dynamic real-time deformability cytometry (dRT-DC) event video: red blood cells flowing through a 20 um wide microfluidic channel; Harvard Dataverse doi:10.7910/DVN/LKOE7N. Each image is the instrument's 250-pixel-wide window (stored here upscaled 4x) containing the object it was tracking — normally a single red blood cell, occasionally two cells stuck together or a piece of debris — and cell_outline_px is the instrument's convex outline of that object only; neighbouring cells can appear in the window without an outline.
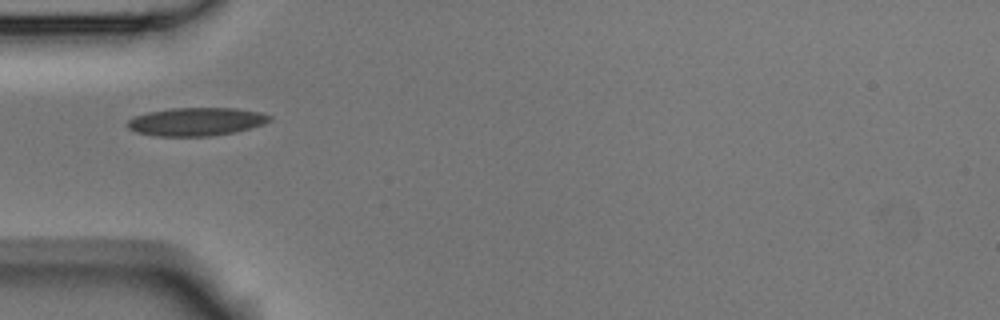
{"species": "Egyptian fruit bat (a non-hibernating species)", "species_latin": "Rousettus aegyptiacus", "temperature_condition": "room temperature", "stored_images_in_passage": 3, "camera_frame_rate_fps": 3000, "um_per_image_px": 0.085, "animal": {"sex": "male"}, "frame": {"image": 1, "passage_image": 1, "time_ms": 0.0, "image_size_px": [1000, 320], "cell_outline_px": [[272, 120], [264, 124], [236, 132], [212, 136], [156, 136], [136, 132], [128, 128], [128, 120], [136, 116], [148, 112], [172, 108], [236, 108], [260, 112], [272, 116]], "centroid_in_image_um": [16.72, 10.34], "position_along_channel_um": 68.3, "area_um2": 23.41}}
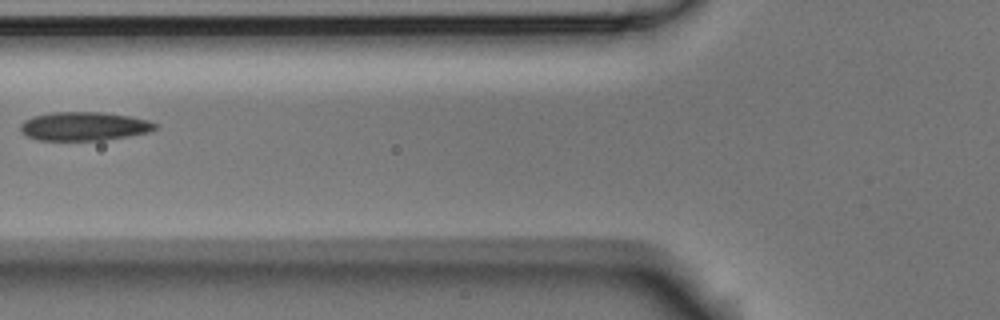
{"frame": {"image": 2, "passage_image": 2, "time_ms": 0.333, "image_size_px": [1000, 320], "cell_outline_px": [[160, 124], [156, 128], [148, 132], [128, 136], [104, 140], [36, 140], [20, 132], [20, 124], [24, 120], [32, 116], [52, 112], [104, 112], [128, 116], [148, 120]], "centroid_in_image_um": [7.13, 10.73], "position_along_channel_um": 118.7, "area_um2": 22.66}}
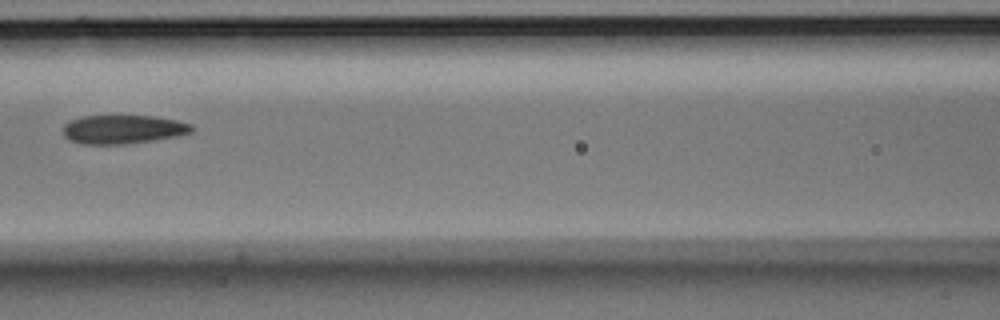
{"frame": {"image": 3, "passage_image": 3, "time_ms": 0.667, "image_size_px": [1000, 320], "cell_outline_px": [[192, 132], [180, 136], [124, 144], [80, 144], [68, 140], [64, 136], [64, 124], [72, 120], [84, 116], [152, 116], [176, 120], [192, 124]], "centroid_in_image_um": [10.46, 11.0], "position_along_channel_um": 156.1, "area_um2": 21.5}}